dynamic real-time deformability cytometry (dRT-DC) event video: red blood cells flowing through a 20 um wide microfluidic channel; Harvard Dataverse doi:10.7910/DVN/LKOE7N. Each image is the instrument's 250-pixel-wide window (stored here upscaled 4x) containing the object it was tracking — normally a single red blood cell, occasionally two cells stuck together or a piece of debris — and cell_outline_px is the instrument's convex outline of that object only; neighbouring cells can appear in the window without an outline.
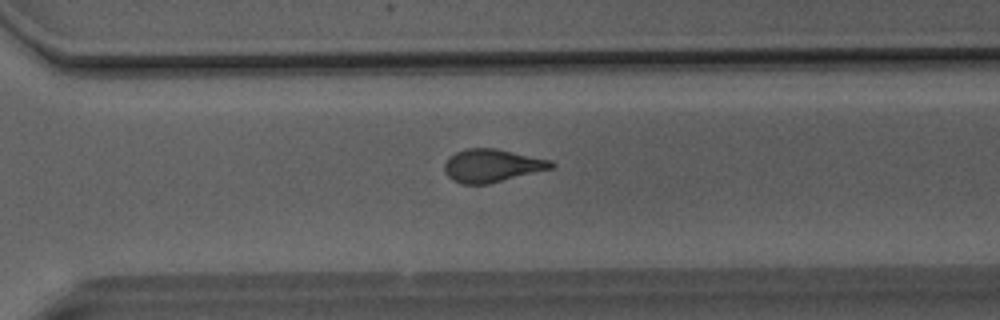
{"species": "Egyptian fruit bat (a non-hibernating species)", "species_latin": "Rousettus aegyptiacus", "temperature_condition": "room temperature", "stored_images_in_passage": 39, "camera_frame_rate_fps": 3000, "um_per_image_px": 0.085, "animal": {"sex": "male"}, "frame": {"image": 1, "passage_image": 25, "time_ms": 8.0, "image_size_px": [1000, 320], "cell_outline_px": [[556, 164], [552, 168], [488, 184], [460, 184], [452, 180], [444, 172], [444, 164], [456, 152], [468, 148], [496, 148], [552, 160]], "centroid_in_image_um": [41.82, 14.08], "position_along_channel_um": 328.8, "area_um2": 20.46}}
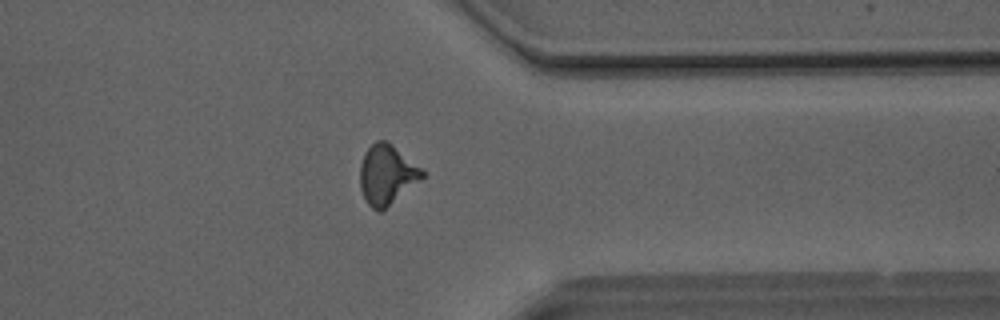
{"frame": {"image": 2, "passage_image": 29, "time_ms": 9.333, "image_size_px": [1000, 320], "cell_outline_px": [[424, 176], [380, 212], [376, 212], [368, 204], [360, 188], [360, 164], [364, 152], [376, 140], [388, 140], [420, 168], [424, 172]], "centroid_in_image_um": [32.83, 14.82], "position_along_channel_um": 378.6, "area_um2": 21.27}}
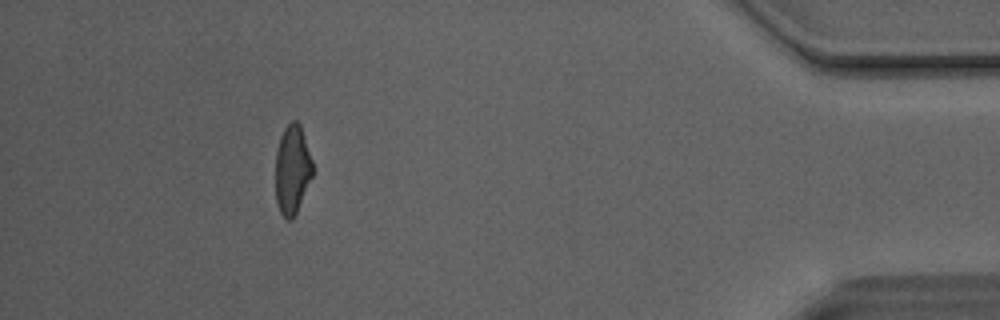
{"frame": {"image": 3, "passage_image": 35, "time_ms": 11.333, "image_size_px": [1000, 320], "cell_outline_px": [[312, 176], [296, 212], [292, 220], [284, 220], [280, 212], [276, 200], [276, 152], [280, 136], [284, 128], [292, 120], [296, 120], [300, 124], [312, 160]], "centroid_in_image_um": [24.83, 14.41], "position_along_channel_um": 410.4, "area_um2": 19.13}, "authors_computed_cell_mechanics": {"area_um2": 20.6924, "velocity_mm_per_s": 4.1476, "shape_relaxation_time_tau1_ms": 4.8941, "shape_relaxation_time_tau2_ms": 1.4972, "deformation_change_tau1": 0.1624, "deformation_change_tau2": 0.0822}}